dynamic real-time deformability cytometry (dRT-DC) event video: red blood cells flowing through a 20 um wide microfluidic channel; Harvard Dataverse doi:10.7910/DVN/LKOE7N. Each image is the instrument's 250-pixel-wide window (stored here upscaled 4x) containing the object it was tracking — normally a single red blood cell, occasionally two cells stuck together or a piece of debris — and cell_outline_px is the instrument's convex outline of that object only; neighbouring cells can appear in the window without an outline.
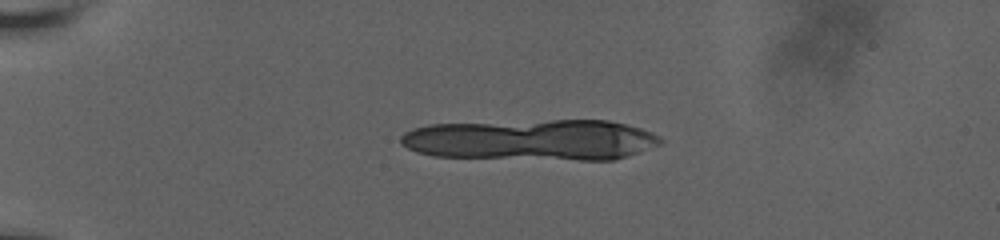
{"species": "human", "species_latin": "Homo sapiens", "temperature_condition": "room temperature", "stored_images_in_passage": 5, "camera_frame_rate_fps": 3000, "um_per_image_px": 0.085, "donor": {"sex": "male"}, "frame": {"image": 1, "passage_image": 1, "time_ms": 0.0, "image_size_px": [1000, 240], "cell_outline_px": [[664, 140], [660, 144], [640, 152], [612, 160], [580, 160], [436, 156], [416, 152], [400, 144], [400, 136], [404, 132], [412, 128], [428, 124], [552, 120], [608, 120], [640, 128], [652, 132], [660, 136]], "centroid_in_image_um": [45.18, 11.88], "position_along_channel_um": 39.8, "area_um2": 62.31}}